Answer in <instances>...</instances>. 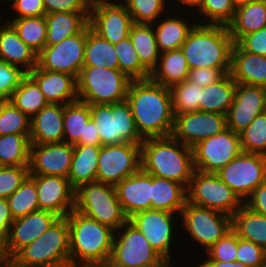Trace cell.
Here are the masks:
<instances>
[{
  "label": "cell",
  "mask_w": 266,
  "mask_h": 267,
  "mask_svg": "<svg viewBox=\"0 0 266 267\" xmlns=\"http://www.w3.org/2000/svg\"><path fill=\"white\" fill-rule=\"evenodd\" d=\"M132 24L123 2L92 1L89 26L113 45L129 37Z\"/></svg>",
  "instance_id": "17"
},
{
  "label": "cell",
  "mask_w": 266,
  "mask_h": 267,
  "mask_svg": "<svg viewBox=\"0 0 266 267\" xmlns=\"http://www.w3.org/2000/svg\"><path fill=\"white\" fill-rule=\"evenodd\" d=\"M87 26L60 43L45 46L37 55V66L42 70L62 72L78 78L84 65Z\"/></svg>",
  "instance_id": "16"
},
{
  "label": "cell",
  "mask_w": 266,
  "mask_h": 267,
  "mask_svg": "<svg viewBox=\"0 0 266 267\" xmlns=\"http://www.w3.org/2000/svg\"><path fill=\"white\" fill-rule=\"evenodd\" d=\"M36 184L40 210L66 217L75 207V189L68 178L53 175H29Z\"/></svg>",
  "instance_id": "20"
},
{
  "label": "cell",
  "mask_w": 266,
  "mask_h": 267,
  "mask_svg": "<svg viewBox=\"0 0 266 267\" xmlns=\"http://www.w3.org/2000/svg\"><path fill=\"white\" fill-rule=\"evenodd\" d=\"M260 267H266V262L263 265H261Z\"/></svg>",
  "instance_id": "69"
},
{
  "label": "cell",
  "mask_w": 266,
  "mask_h": 267,
  "mask_svg": "<svg viewBox=\"0 0 266 267\" xmlns=\"http://www.w3.org/2000/svg\"><path fill=\"white\" fill-rule=\"evenodd\" d=\"M131 81L119 69L83 67L77 78L78 100L89 105L124 101Z\"/></svg>",
  "instance_id": "7"
},
{
  "label": "cell",
  "mask_w": 266,
  "mask_h": 267,
  "mask_svg": "<svg viewBox=\"0 0 266 267\" xmlns=\"http://www.w3.org/2000/svg\"><path fill=\"white\" fill-rule=\"evenodd\" d=\"M93 1H104V2H116V0H93ZM124 0H118L117 2H123Z\"/></svg>",
  "instance_id": "67"
},
{
  "label": "cell",
  "mask_w": 266,
  "mask_h": 267,
  "mask_svg": "<svg viewBox=\"0 0 266 267\" xmlns=\"http://www.w3.org/2000/svg\"><path fill=\"white\" fill-rule=\"evenodd\" d=\"M238 247V235L231 229L221 239H219L207 251L205 260H215L222 262H235Z\"/></svg>",
  "instance_id": "50"
},
{
  "label": "cell",
  "mask_w": 266,
  "mask_h": 267,
  "mask_svg": "<svg viewBox=\"0 0 266 267\" xmlns=\"http://www.w3.org/2000/svg\"><path fill=\"white\" fill-rule=\"evenodd\" d=\"M216 175L244 201L266 180V156L241 152Z\"/></svg>",
  "instance_id": "12"
},
{
  "label": "cell",
  "mask_w": 266,
  "mask_h": 267,
  "mask_svg": "<svg viewBox=\"0 0 266 267\" xmlns=\"http://www.w3.org/2000/svg\"><path fill=\"white\" fill-rule=\"evenodd\" d=\"M7 200L13 219L40 210L36 184L30 176Z\"/></svg>",
  "instance_id": "43"
},
{
  "label": "cell",
  "mask_w": 266,
  "mask_h": 267,
  "mask_svg": "<svg viewBox=\"0 0 266 267\" xmlns=\"http://www.w3.org/2000/svg\"><path fill=\"white\" fill-rule=\"evenodd\" d=\"M29 175V166H1L0 198L10 197Z\"/></svg>",
  "instance_id": "49"
},
{
  "label": "cell",
  "mask_w": 266,
  "mask_h": 267,
  "mask_svg": "<svg viewBox=\"0 0 266 267\" xmlns=\"http://www.w3.org/2000/svg\"><path fill=\"white\" fill-rule=\"evenodd\" d=\"M13 221L7 198H0V238H7Z\"/></svg>",
  "instance_id": "58"
},
{
  "label": "cell",
  "mask_w": 266,
  "mask_h": 267,
  "mask_svg": "<svg viewBox=\"0 0 266 267\" xmlns=\"http://www.w3.org/2000/svg\"><path fill=\"white\" fill-rule=\"evenodd\" d=\"M236 44L243 51L266 57V27L243 36Z\"/></svg>",
  "instance_id": "56"
},
{
  "label": "cell",
  "mask_w": 266,
  "mask_h": 267,
  "mask_svg": "<svg viewBox=\"0 0 266 267\" xmlns=\"http://www.w3.org/2000/svg\"><path fill=\"white\" fill-rule=\"evenodd\" d=\"M12 258L8 249L7 238H0V267L6 265Z\"/></svg>",
  "instance_id": "61"
},
{
  "label": "cell",
  "mask_w": 266,
  "mask_h": 267,
  "mask_svg": "<svg viewBox=\"0 0 266 267\" xmlns=\"http://www.w3.org/2000/svg\"><path fill=\"white\" fill-rule=\"evenodd\" d=\"M236 261L247 267H260L266 262V251L257 244L238 237Z\"/></svg>",
  "instance_id": "52"
},
{
  "label": "cell",
  "mask_w": 266,
  "mask_h": 267,
  "mask_svg": "<svg viewBox=\"0 0 266 267\" xmlns=\"http://www.w3.org/2000/svg\"><path fill=\"white\" fill-rule=\"evenodd\" d=\"M27 73L20 67L0 60V102L9 101Z\"/></svg>",
  "instance_id": "51"
},
{
  "label": "cell",
  "mask_w": 266,
  "mask_h": 267,
  "mask_svg": "<svg viewBox=\"0 0 266 267\" xmlns=\"http://www.w3.org/2000/svg\"><path fill=\"white\" fill-rule=\"evenodd\" d=\"M232 229L238 237L251 241L266 251V216L244 204L232 216Z\"/></svg>",
  "instance_id": "35"
},
{
  "label": "cell",
  "mask_w": 266,
  "mask_h": 267,
  "mask_svg": "<svg viewBox=\"0 0 266 267\" xmlns=\"http://www.w3.org/2000/svg\"><path fill=\"white\" fill-rule=\"evenodd\" d=\"M57 267H78V266H75V265L69 263V264H65V265H61V266H57Z\"/></svg>",
  "instance_id": "68"
},
{
  "label": "cell",
  "mask_w": 266,
  "mask_h": 267,
  "mask_svg": "<svg viewBox=\"0 0 266 267\" xmlns=\"http://www.w3.org/2000/svg\"><path fill=\"white\" fill-rule=\"evenodd\" d=\"M75 145H95L102 146L101 140L99 138L95 122L91 119L84 131V138H80L79 141Z\"/></svg>",
  "instance_id": "59"
},
{
  "label": "cell",
  "mask_w": 266,
  "mask_h": 267,
  "mask_svg": "<svg viewBox=\"0 0 266 267\" xmlns=\"http://www.w3.org/2000/svg\"><path fill=\"white\" fill-rule=\"evenodd\" d=\"M171 2L168 0H124L123 4L130 13L133 23L153 24L167 13L166 7L174 3L172 0Z\"/></svg>",
  "instance_id": "44"
},
{
  "label": "cell",
  "mask_w": 266,
  "mask_h": 267,
  "mask_svg": "<svg viewBox=\"0 0 266 267\" xmlns=\"http://www.w3.org/2000/svg\"><path fill=\"white\" fill-rule=\"evenodd\" d=\"M186 201L187 192L183 185L151 175V209L180 214Z\"/></svg>",
  "instance_id": "31"
},
{
  "label": "cell",
  "mask_w": 266,
  "mask_h": 267,
  "mask_svg": "<svg viewBox=\"0 0 266 267\" xmlns=\"http://www.w3.org/2000/svg\"><path fill=\"white\" fill-rule=\"evenodd\" d=\"M186 192L187 202L222 212L231 217L243 205L239 197L216 173H203L195 170Z\"/></svg>",
  "instance_id": "11"
},
{
  "label": "cell",
  "mask_w": 266,
  "mask_h": 267,
  "mask_svg": "<svg viewBox=\"0 0 266 267\" xmlns=\"http://www.w3.org/2000/svg\"><path fill=\"white\" fill-rule=\"evenodd\" d=\"M235 10L236 6L232 0H201L199 7L195 10L194 17L200 24L227 26L233 20Z\"/></svg>",
  "instance_id": "42"
},
{
  "label": "cell",
  "mask_w": 266,
  "mask_h": 267,
  "mask_svg": "<svg viewBox=\"0 0 266 267\" xmlns=\"http://www.w3.org/2000/svg\"><path fill=\"white\" fill-rule=\"evenodd\" d=\"M202 262L197 264L196 267H247L241 262H222L215 260H204L202 258ZM194 267V266H193Z\"/></svg>",
  "instance_id": "60"
},
{
  "label": "cell",
  "mask_w": 266,
  "mask_h": 267,
  "mask_svg": "<svg viewBox=\"0 0 266 267\" xmlns=\"http://www.w3.org/2000/svg\"><path fill=\"white\" fill-rule=\"evenodd\" d=\"M176 1L178 6L183 5L182 7L185 9L186 14H192L200 5L201 0H173ZM194 8V9H193ZM187 9H189V12L187 13ZM193 9V10H192ZM191 12V13H190Z\"/></svg>",
  "instance_id": "62"
},
{
  "label": "cell",
  "mask_w": 266,
  "mask_h": 267,
  "mask_svg": "<svg viewBox=\"0 0 266 267\" xmlns=\"http://www.w3.org/2000/svg\"><path fill=\"white\" fill-rule=\"evenodd\" d=\"M10 101L30 119L49 104L37 83L28 74L22 79Z\"/></svg>",
  "instance_id": "41"
},
{
  "label": "cell",
  "mask_w": 266,
  "mask_h": 267,
  "mask_svg": "<svg viewBox=\"0 0 266 267\" xmlns=\"http://www.w3.org/2000/svg\"><path fill=\"white\" fill-rule=\"evenodd\" d=\"M74 210L117 231L128 218L118 199L115 185L92 182L75 189Z\"/></svg>",
  "instance_id": "6"
},
{
  "label": "cell",
  "mask_w": 266,
  "mask_h": 267,
  "mask_svg": "<svg viewBox=\"0 0 266 267\" xmlns=\"http://www.w3.org/2000/svg\"><path fill=\"white\" fill-rule=\"evenodd\" d=\"M69 224L70 263L78 267H102L109 261L114 230L72 210Z\"/></svg>",
  "instance_id": "3"
},
{
  "label": "cell",
  "mask_w": 266,
  "mask_h": 267,
  "mask_svg": "<svg viewBox=\"0 0 266 267\" xmlns=\"http://www.w3.org/2000/svg\"><path fill=\"white\" fill-rule=\"evenodd\" d=\"M115 187L121 208L128 219L138 212L151 209V175L142 169Z\"/></svg>",
  "instance_id": "24"
},
{
  "label": "cell",
  "mask_w": 266,
  "mask_h": 267,
  "mask_svg": "<svg viewBox=\"0 0 266 267\" xmlns=\"http://www.w3.org/2000/svg\"><path fill=\"white\" fill-rule=\"evenodd\" d=\"M64 105L49 103L30 120V143L63 142Z\"/></svg>",
  "instance_id": "25"
},
{
  "label": "cell",
  "mask_w": 266,
  "mask_h": 267,
  "mask_svg": "<svg viewBox=\"0 0 266 267\" xmlns=\"http://www.w3.org/2000/svg\"><path fill=\"white\" fill-rule=\"evenodd\" d=\"M83 67L118 69V58L114 45L94 32L89 24L87 25Z\"/></svg>",
  "instance_id": "37"
},
{
  "label": "cell",
  "mask_w": 266,
  "mask_h": 267,
  "mask_svg": "<svg viewBox=\"0 0 266 267\" xmlns=\"http://www.w3.org/2000/svg\"><path fill=\"white\" fill-rule=\"evenodd\" d=\"M114 48L118 58V69L131 80L148 79L150 77V72L141 64L129 37L115 44Z\"/></svg>",
  "instance_id": "45"
},
{
  "label": "cell",
  "mask_w": 266,
  "mask_h": 267,
  "mask_svg": "<svg viewBox=\"0 0 266 267\" xmlns=\"http://www.w3.org/2000/svg\"><path fill=\"white\" fill-rule=\"evenodd\" d=\"M203 88L188 79L170 88L174 114L199 111V100Z\"/></svg>",
  "instance_id": "46"
},
{
  "label": "cell",
  "mask_w": 266,
  "mask_h": 267,
  "mask_svg": "<svg viewBox=\"0 0 266 267\" xmlns=\"http://www.w3.org/2000/svg\"><path fill=\"white\" fill-rule=\"evenodd\" d=\"M90 114L102 146L124 142L141 144L144 141L137 131L132 109L127 100L90 105Z\"/></svg>",
  "instance_id": "8"
},
{
  "label": "cell",
  "mask_w": 266,
  "mask_h": 267,
  "mask_svg": "<svg viewBox=\"0 0 266 267\" xmlns=\"http://www.w3.org/2000/svg\"><path fill=\"white\" fill-rule=\"evenodd\" d=\"M129 38L137 51L141 64L151 72L160 57L153 24L133 23Z\"/></svg>",
  "instance_id": "36"
},
{
  "label": "cell",
  "mask_w": 266,
  "mask_h": 267,
  "mask_svg": "<svg viewBox=\"0 0 266 267\" xmlns=\"http://www.w3.org/2000/svg\"><path fill=\"white\" fill-rule=\"evenodd\" d=\"M140 146L141 169L144 172L188 188L195 171L192 148L172 136L147 138Z\"/></svg>",
  "instance_id": "2"
},
{
  "label": "cell",
  "mask_w": 266,
  "mask_h": 267,
  "mask_svg": "<svg viewBox=\"0 0 266 267\" xmlns=\"http://www.w3.org/2000/svg\"><path fill=\"white\" fill-rule=\"evenodd\" d=\"M242 152L240 136L228 127L192 147L195 170L217 173Z\"/></svg>",
  "instance_id": "14"
},
{
  "label": "cell",
  "mask_w": 266,
  "mask_h": 267,
  "mask_svg": "<svg viewBox=\"0 0 266 267\" xmlns=\"http://www.w3.org/2000/svg\"><path fill=\"white\" fill-rule=\"evenodd\" d=\"M17 31L19 38L35 53L46 46L47 23L45 16L6 19Z\"/></svg>",
  "instance_id": "39"
},
{
  "label": "cell",
  "mask_w": 266,
  "mask_h": 267,
  "mask_svg": "<svg viewBox=\"0 0 266 267\" xmlns=\"http://www.w3.org/2000/svg\"><path fill=\"white\" fill-rule=\"evenodd\" d=\"M189 65L181 49L160 53L156 67L150 72V79L164 87L174 85L188 79Z\"/></svg>",
  "instance_id": "32"
},
{
  "label": "cell",
  "mask_w": 266,
  "mask_h": 267,
  "mask_svg": "<svg viewBox=\"0 0 266 267\" xmlns=\"http://www.w3.org/2000/svg\"><path fill=\"white\" fill-rule=\"evenodd\" d=\"M58 218L59 216L52 212L39 210L14 219L7 236L12 257L40 237Z\"/></svg>",
  "instance_id": "22"
},
{
  "label": "cell",
  "mask_w": 266,
  "mask_h": 267,
  "mask_svg": "<svg viewBox=\"0 0 266 267\" xmlns=\"http://www.w3.org/2000/svg\"><path fill=\"white\" fill-rule=\"evenodd\" d=\"M25 267H57L70 263L69 224L59 217L40 237L14 257Z\"/></svg>",
  "instance_id": "5"
},
{
  "label": "cell",
  "mask_w": 266,
  "mask_h": 267,
  "mask_svg": "<svg viewBox=\"0 0 266 267\" xmlns=\"http://www.w3.org/2000/svg\"><path fill=\"white\" fill-rule=\"evenodd\" d=\"M30 135L0 136V166H29Z\"/></svg>",
  "instance_id": "40"
},
{
  "label": "cell",
  "mask_w": 266,
  "mask_h": 267,
  "mask_svg": "<svg viewBox=\"0 0 266 267\" xmlns=\"http://www.w3.org/2000/svg\"><path fill=\"white\" fill-rule=\"evenodd\" d=\"M177 217L179 218L180 215L164 210L149 209L134 214L128 220L142 232L150 245L164 259L170 260L172 258L171 247L175 241L173 239L177 237L174 234L181 229L177 226L179 223Z\"/></svg>",
  "instance_id": "15"
},
{
  "label": "cell",
  "mask_w": 266,
  "mask_h": 267,
  "mask_svg": "<svg viewBox=\"0 0 266 267\" xmlns=\"http://www.w3.org/2000/svg\"><path fill=\"white\" fill-rule=\"evenodd\" d=\"M164 258L129 220L114 231L109 263L118 267H148Z\"/></svg>",
  "instance_id": "10"
},
{
  "label": "cell",
  "mask_w": 266,
  "mask_h": 267,
  "mask_svg": "<svg viewBox=\"0 0 266 267\" xmlns=\"http://www.w3.org/2000/svg\"><path fill=\"white\" fill-rule=\"evenodd\" d=\"M234 43L243 36L266 27V0H256L236 7L233 20L227 25Z\"/></svg>",
  "instance_id": "29"
},
{
  "label": "cell",
  "mask_w": 266,
  "mask_h": 267,
  "mask_svg": "<svg viewBox=\"0 0 266 267\" xmlns=\"http://www.w3.org/2000/svg\"><path fill=\"white\" fill-rule=\"evenodd\" d=\"M28 75L37 83L48 103L69 104L78 100L77 78L36 66Z\"/></svg>",
  "instance_id": "23"
},
{
  "label": "cell",
  "mask_w": 266,
  "mask_h": 267,
  "mask_svg": "<svg viewBox=\"0 0 266 267\" xmlns=\"http://www.w3.org/2000/svg\"><path fill=\"white\" fill-rule=\"evenodd\" d=\"M102 267H118V266L111 265L109 262H107ZM148 267H175V266L172 265L171 260L163 259L159 264L148 266Z\"/></svg>",
  "instance_id": "63"
},
{
  "label": "cell",
  "mask_w": 266,
  "mask_h": 267,
  "mask_svg": "<svg viewBox=\"0 0 266 267\" xmlns=\"http://www.w3.org/2000/svg\"><path fill=\"white\" fill-rule=\"evenodd\" d=\"M233 45L226 25L196 23L180 49L190 69H231Z\"/></svg>",
  "instance_id": "4"
},
{
  "label": "cell",
  "mask_w": 266,
  "mask_h": 267,
  "mask_svg": "<svg viewBox=\"0 0 266 267\" xmlns=\"http://www.w3.org/2000/svg\"><path fill=\"white\" fill-rule=\"evenodd\" d=\"M101 146L74 145V153L68 180L74 189L86 183L96 182L98 157Z\"/></svg>",
  "instance_id": "34"
},
{
  "label": "cell",
  "mask_w": 266,
  "mask_h": 267,
  "mask_svg": "<svg viewBox=\"0 0 266 267\" xmlns=\"http://www.w3.org/2000/svg\"><path fill=\"white\" fill-rule=\"evenodd\" d=\"M37 55L19 38L14 27L5 21L0 27V60L20 67L28 74L37 66Z\"/></svg>",
  "instance_id": "27"
},
{
  "label": "cell",
  "mask_w": 266,
  "mask_h": 267,
  "mask_svg": "<svg viewBox=\"0 0 266 267\" xmlns=\"http://www.w3.org/2000/svg\"><path fill=\"white\" fill-rule=\"evenodd\" d=\"M143 139L171 136L174 125L170 88L148 79L132 80L127 98Z\"/></svg>",
  "instance_id": "1"
},
{
  "label": "cell",
  "mask_w": 266,
  "mask_h": 267,
  "mask_svg": "<svg viewBox=\"0 0 266 267\" xmlns=\"http://www.w3.org/2000/svg\"><path fill=\"white\" fill-rule=\"evenodd\" d=\"M46 14L55 12H90V0H43Z\"/></svg>",
  "instance_id": "53"
},
{
  "label": "cell",
  "mask_w": 266,
  "mask_h": 267,
  "mask_svg": "<svg viewBox=\"0 0 266 267\" xmlns=\"http://www.w3.org/2000/svg\"><path fill=\"white\" fill-rule=\"evenodd\" d=\"M141 169V146L131 142L101 146L96 182L117 185Z\"/></svg>",
  "instance_id": "13"
},
{
  "label": "cell",
  "mask_w": 266,
  "mask_h": 267,
  "mask_svg": "<svg viewBox=\"0 0 266 267\" xmlns=\"http://www.w3.org/2000/svg\"><path fill=\"white\" fill-rule=\"evenodd\" d=\"M175 9V14L172 15L171 12L168 11L170 15L165 14L164 18L161 17L155 23H153L157 46L160 53L180 49L190 30L197 23L196 19L193 17V13L191 16H189L191 19L189 20L187 18L188 16L179 17V15H177L179 14V12L177 13V11H179V7H176ZM191 17H193V21Z\"/></svg>",
  "instance_id": "26"
},
{
  "label": "cell",
  "mask_w": 266,
  "mask_h": 267,
  "mask_svg": "<svg viewBox=\"0 0 266 267\" xmlns=\"http://www.w3.org/2000/svg\"><path fill=\"white\" fill-rule=\"evenodd\" d=\"M90 12H55L45 14L47 23L46 46L60 43L79 34L89 24Z\"/></svg>",
  "instance_id": "30"
},
{
  "label": "cell",
  "mask_w": 266,
  "mask_h": 267,
  "mask_svg": "<svg viewBox=\"0 0 266 267\" xmlns=\"http://www.w3.org/2000/svg\"><path fill=\"white\" fill-rule=\"evenodd\" d=\"M239 136L243 152L266 156V111L256 116Z\"/></svg>",
  "instance_id": "47"
},
{
  "label": "cell",
  "mask_w": 266,
  "mask_h": 267,
  "mask_svg": "<svg viewBox=\"0 0 266 267\" xmlns=\"http://www.w3.org/2000/svg\"><path fill=\"white\" fill-rule=\"evenodd\" d=\"M181 227L204 253L232 229V217L186 201L179 214Z\"/></svg>",
  "instance_id": "9"
},
{
  "label": "cell",
  "mask_w": 266,
  "mask_h": 267,
  "mask_svg": "<svg viewBox=\"0 0 266 267\" xmlns=\"http://www.w3.org/2000/svg\"><path fill=\"white\" fill-rule=\"evenodd\" d=\"M265 111L266 87L237 84L233 103L226 114L227 127L239 134Z\"/></svg>",
  "instance_id": "19"
},
{
  "label": "cell",
  "mask_w": 266,
  "mask_h": 267,
  "mask_svg": "<svg viewBox=\"0 0 266 267\" xmlns=\"http://www.w3.org/2000/svg\"><path fill=\"white\" fill-rule=\"evenodd\" d=\"M91 120L90 105L79 100L64 105L63 141L75 145L84 138L87 123Z\"/></svg>",
  "instance_id": "38"
},
{
  "label": "cell",
  "mask_w": 266,
  "mask_h": 267,
  "mask_svg": "<svg viewBox=\"0 0 266 267\" xmlns=\"http://www.w3.org/2000/svg\"><path fill=\"white\" fill-rule=\"evenodd\" d=\"M236 86L237 83L229 72L216 83L203 87L199 111L226 115L233 103Z\"/></svg>",
  "instance_id": "33"
},
{
  "label": "cell",
  "mask_w": 266,
  "mask_h": 267,
  "mask_svg": "<svg viewBox=\"0 0 266 267\" xmlns=\"http://www.w3.org/2000/svg\"><path fill=\"white\" fill-rule=\"evenodd\" d=\"M243 204L252 211L266 216V180L250 194Z\"/></svg>",
  "instance_id": "57"
},
{
  "label": "cell",
  "mask_w": 266,
  "mask_h": 267,
  "mask_svg": "<svg viewBox=\"0 0 266 267\" xmlns=\"http://www.w3.org/2000/svg\"><path fill=\"white\" fill-rule=\"evenodd\" d=\"M74 145L66 142L31 144L30 174L68 177Z\"/></svg>",
  "instance_id": "21"
},
{
  "label": "cell",
  "mask_w": 266,
  "mask_h": 267,
  "mask_svg": "<svg viewBox=\"0 0 266 267\" xmlns=\"http://www.w3.org/2000/svg\"><path fill=\"white\" fill-rule=\"evenodd\" d=\"M2 3L0 2V5H1ZM0 8H1V6H0ZM3 14V12H2V10L0 9V27L3 25V23L6 21V20H2V14Z\"/></svg>",
  "instance_id": "66"
},
{
  "label": "cell",
  "mask_w": 266,
  "mask_h": 267,
  "mask_svg": "<svg viewBox=\"0 0 266 267\" xmlns=\"http://www.w3.org/2000/svg\"><path fill=\"white\" fill-rule=\"evenodd\" d=\"M11 2L12 10H14L17 16L12 18H24V17H37L45 16L46 11L43 4V0H2Z\"/></svg>",
  "instance_id": "54"
},
{
  "label": "cell",
  "mask_w": 266,
  "mask_h": 267,
  "mask_svg": "<svg viewBox=\"0 0 266 267\" xmlns=\"http://www.w3.org/2000/svg\"><path fill=\"white\" fill-rule=\"evenodd\" d=\"M234 5L237 7L239 5L245 4V3H250L256 0H232Z\"/></svg>",
  "instance_id": "65"
},
{
  "label": "cell",
  "mask_w": 266,
  "mask_h": 267,
  "mask_svg": "<svg viewBox=\"0 0 266 267\" xmlns=\"http://www.w3.org/2000/svg\"><path fill=\"white\" fill-rule=\"evenodd\" d=\"M2 267H25V266L19 264L14 258H12L6 265Z\"/></svg>",
  "instance_id": "64"
},
{
  "label": "cell",
  "mask_w": 266,
  "mask_h": 267,
  "mask_svg": "<svg viewBox=\"0 0 266 267\" xmlns=\"http://www.w3.org/2000/svg\"><path fill=\"white\" fill-rule=\"evenodd\" d=\"M231 69L195 68L189 70L188 80L200 87H207L219 81Z\"/></svg>",
  "instance_id": "55"
},
{
  "label": "cell",
  "mask_w": 266,
  "mask_h": 267,
  "mask_svg": "<svg viewBox=\"0 0 266 267\" xmlns=\"http://www.w3.org/2000/svg\"><path fill=\"white\" fill-rule=\"evenodd\" d=\"M230 73L237 84L266 87V57L243 51L234 43Z\"/></svg>",
  "instance_id": "28"
},
{
  "label": "cell",
  "mask_w": 266,
  "mask_h": 267,
  "mask_svg": "<svg viewBox=\"0 0 266 267\" xmlns=\"http://www.w3.org/2000/svg\"><path fill=\"white\" fill-rule=\"evenodd\" d=\"M30 120L10 100L0 102V136L7 134L30 135Z\"/></svg>",
  "instance_id": "48"
},
{
  "label": "cell",
  "mask_w": 266,
  "mask_h": 267,
  "mask_svg": "<svg viewBox=\"0 0 266 267\" xmlns=\"http://www.w3.org/2000/svg\"><path fill=\"white\" fill-rule=\"evenodd\" d=\"M226 128V115L223 114L204 111L174 114L171 136L183 145L192 148Z\"/></svg>",
  "instance_id": "18"
}]
</instances>
